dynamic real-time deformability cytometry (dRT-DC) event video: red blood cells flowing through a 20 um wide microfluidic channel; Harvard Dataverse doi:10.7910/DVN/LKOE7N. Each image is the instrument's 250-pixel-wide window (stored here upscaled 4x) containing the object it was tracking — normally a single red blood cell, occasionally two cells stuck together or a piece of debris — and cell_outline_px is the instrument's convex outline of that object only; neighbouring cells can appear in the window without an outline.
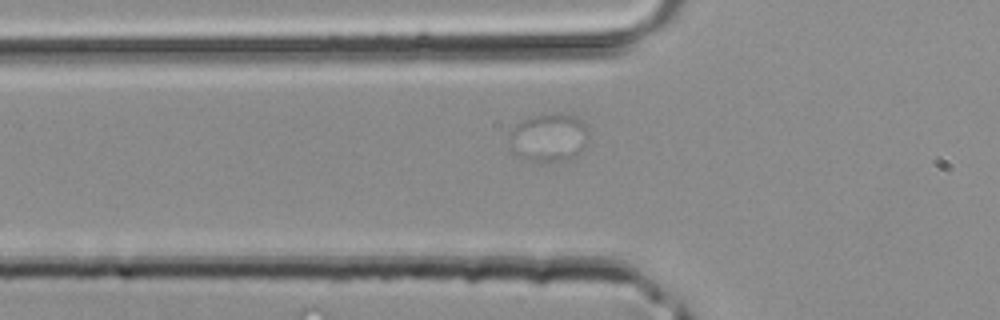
{"species": "common noctule bat (a hibernating species)", "species_latin": "Nyctalus noctula", "temperature_condition": "room temperature", "stored_images_in_passage": 11, "camera_frame_rate_fps": 3000, "um_per_image_px": 0.085, "animal": {"sex": "male", "body_mass_g": 20.4}, "frame": {"image": 1, "passage_image": 7, "time_ms": 2.0, "image_size_px": [1000, 320], "cell_outline_px": [[588, 132], [584, 148], [572, 156], [560, 160], [524, 160], [512, 152], [508, 148], [508, 140], [516, 124], [524, 120], [536, 116], [572, 116], [580, 120], [584, 124]], "centroid_in_image_um": [46.58, 11.73], "position_along_channel_um": 79.2, "area_um2": 21.27}}
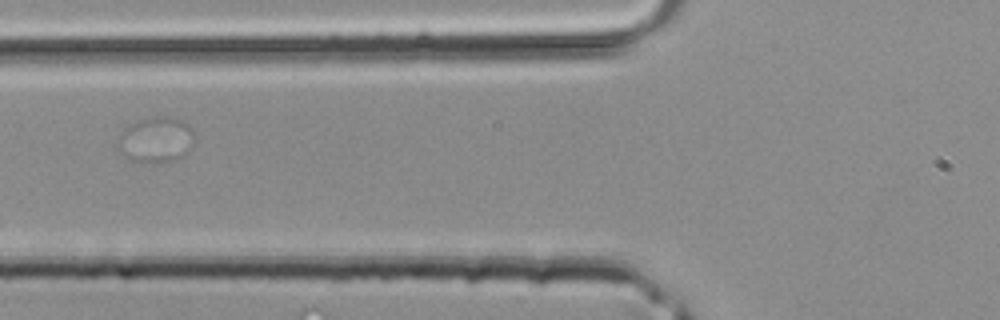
{"frame": {"image": 2, "passage_image": 9, "time_ms": 2.667, "image_size_px": [1000, 320], "cell_outline_px": [[196, 136], [188, 152], [184, 156], [176, 160], [140, 164], [124, 156], [120, 152], [116, 144], [124, 128], [140, 120], [156, 116], [168, 116], [184, 120], [192, 128]], "centroid_in_image_um": [13.29, 11.89], "position_along_channel_um": 112.5, "area_um2": 20.75}}